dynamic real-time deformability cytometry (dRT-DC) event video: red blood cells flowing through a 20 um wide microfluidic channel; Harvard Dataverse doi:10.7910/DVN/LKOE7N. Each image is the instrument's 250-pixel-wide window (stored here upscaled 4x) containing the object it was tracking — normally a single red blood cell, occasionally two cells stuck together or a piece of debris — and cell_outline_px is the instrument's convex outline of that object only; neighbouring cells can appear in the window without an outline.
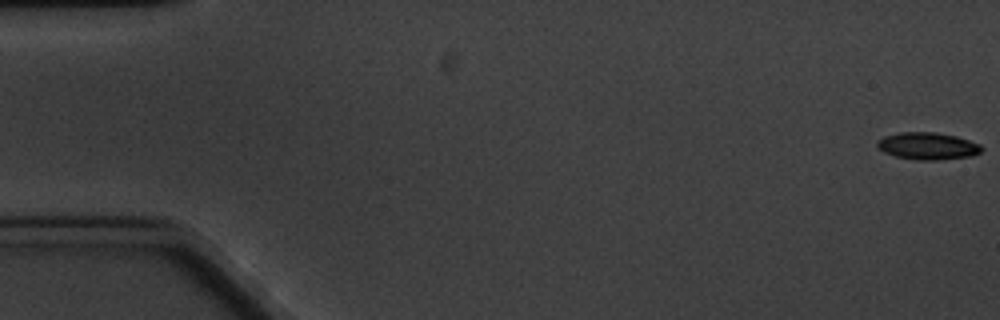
{"species": "common noctule bat (a hibernating species)", "species_latin": "Nyctalus noctula", "temperature_condition": "cold", "stored_images_in_passage": 7, "camera_frame_rate_fps": 3000, "um_per_image_px": 0.085, "animal": {"sex": "male", "body_mass_g": 20.1, "forearm_length_mm": 53.5}, "frame": {"image": 1, "passage_image": 1, "time_ms": 0.0, "image_size_px": [1000, 320], "cell_outline_px": [[984, 148], [980, 152], [972, 156], [940, 160], [916, 160], [896, 156], [884, 152], [876, 144], [884, 136], [900, 132], [936, 132], [956, 136], [980, 144]], "centroid_in_image_um": [78.89, 12.41], "position_along_channel_um": 6.1, "area_um2": 16.47}}
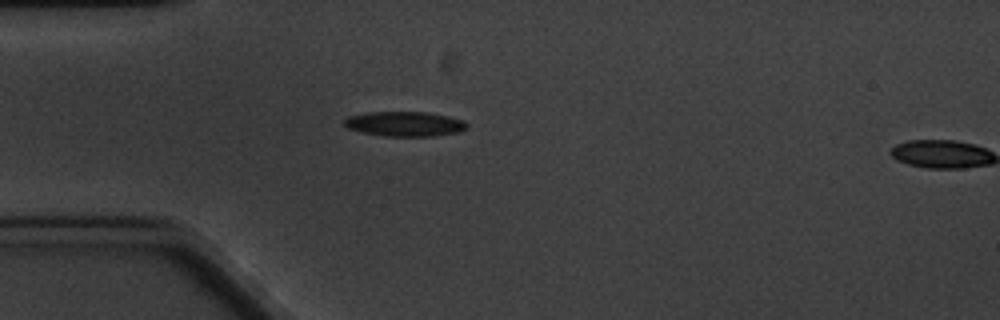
{"frame": {"image": 2, "passage_image": 5, "time_ms": 5.333, "image_size_px": [1000, 320], "cell_outline_px": [[468, 124], [460, 132], [432, 136], [384, 136], [364, 132], [348, 128], [344, 124], [344, 120], [348, 116], [368, 112], [428, 112], [448, 116], [464, 120]], "centroid_in_image_um": [34.41, 10.52], "position_along_channel_um": 50.6, "area_um2": 17.63}}